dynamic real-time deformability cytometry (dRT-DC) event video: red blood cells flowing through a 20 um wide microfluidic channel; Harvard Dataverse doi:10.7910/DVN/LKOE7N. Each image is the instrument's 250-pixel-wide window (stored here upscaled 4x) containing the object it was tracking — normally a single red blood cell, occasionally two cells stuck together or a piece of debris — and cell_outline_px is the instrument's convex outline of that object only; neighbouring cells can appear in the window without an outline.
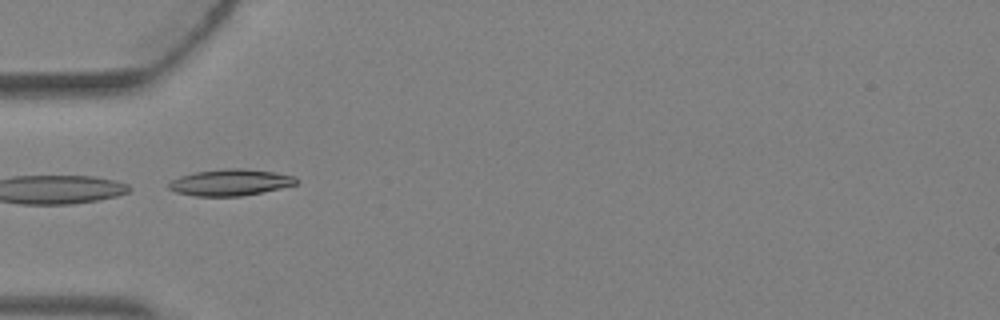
{"species": "Egyptian fruit bat (a non-hibernating species)", "species_latin": "Rousettus aegyptiacus", "temperature_condition": "warm", "stored_images_in_passage": 4, "camera_frame_rate_fps": 3000, "um_per_image_px": 0.085, "animal": {"sex": "female"}, "frame": {"image": 1, "passage_image": 4, "time_ms": 1.0, "image_size_px": [1000, 320], "cell_outline_px": [[300, 180], [296, 184], [280, 188], [240, 196], [192, 196], [176, 192], [168, 188], [168, 184], [172, 180], [180, 176], [196, 172], [224, 168], [244, 168], [276, 172], [296, 176]], "centroid_in_image_um": [19.6, 15.49], "position_along_channel_um": 65.4, "area_um2": 19.71}}